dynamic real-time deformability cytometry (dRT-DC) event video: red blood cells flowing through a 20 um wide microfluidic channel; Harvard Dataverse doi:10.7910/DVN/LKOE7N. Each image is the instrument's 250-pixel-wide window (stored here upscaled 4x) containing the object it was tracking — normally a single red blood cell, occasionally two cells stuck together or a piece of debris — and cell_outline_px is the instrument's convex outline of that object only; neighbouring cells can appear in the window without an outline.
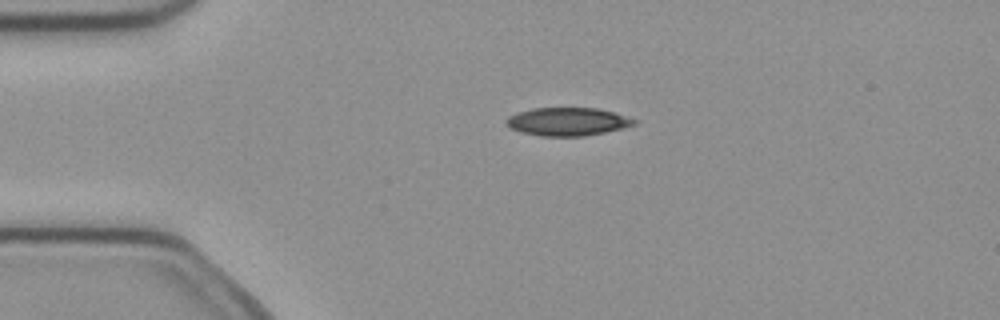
{"species": "common noctule bat (a hibernating species)", "species_latin": "Nyctalus noctula", "temperature_condition": "cold", "stored_images_in_passage": 5, "camera_frame_rate_fps": 3000, "um_per_image_px": 0.085, "animal": {"sex": "female", "body_mass_g": 21.9}, "frame": {"image": 1, "passage_image": 4, "time_ms": 1.0, "image_size_px": [1000, 320], "cell_outline_px": [[636, 124], [624, 128], [584, 136], [540, 136], [520, 132], [508, 128], [504, 124], [504, 120], [508, 116], [516, 112], [532, 108], [596, 108], [616, 112], [636, 120]], "centroid_in_image_um": [48.18, 10.34], "position_along_channel_um": 36.8, "area_um2": 21.27}}